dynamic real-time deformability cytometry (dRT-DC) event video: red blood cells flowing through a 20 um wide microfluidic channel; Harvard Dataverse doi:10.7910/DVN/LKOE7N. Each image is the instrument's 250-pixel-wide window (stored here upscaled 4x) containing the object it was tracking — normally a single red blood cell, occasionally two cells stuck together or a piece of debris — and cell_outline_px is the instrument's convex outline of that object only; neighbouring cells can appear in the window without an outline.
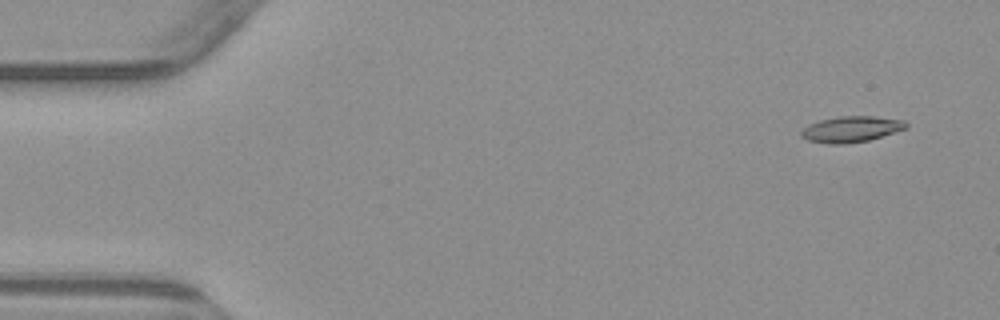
{"species": "common noctule bat (a hibernating species)", "species_latin": "Nyctalus noctula", "temperature_condition": "warm", "stored_images_in_passage": 5, "camera_frame_rate_fps": 3000, "um_per_image_px": 0.085, "animal": {"sex": "male", "body_mass_g": 23.1, "forearm_length_mm": 52.7}, "frame": {"image": 1, "passage_image": 1, "time_ms": 0.0, "image_size_px": [1000, 320], "cell_outline_px": [[908, 128], [868, 140], [844, 144], [828, 144], [808, 140], [800, 136], [800, 132], [808, 124], [820, 120], [840, 116], [872, 116], [904, 120], [908, 124]], "centroid_in_image_um": [72.34, 10.98], "position_along_channel_um": 12.7, "area_um2": 15.84}}
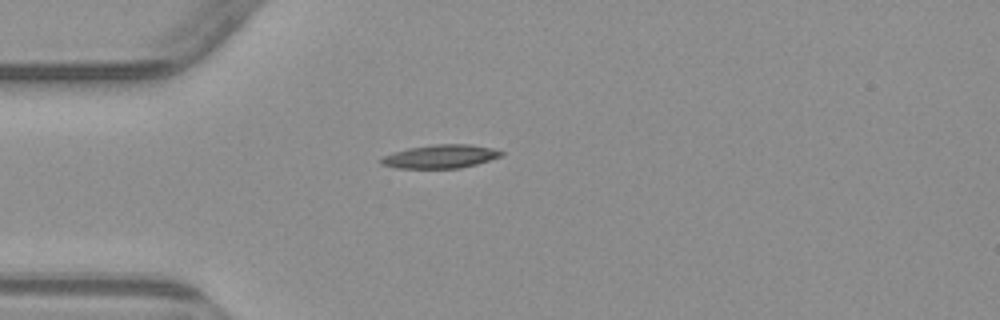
{"frame": {"image": 2, "passage_image": 4, "time_ms": 3.667, "image_size_px": [1000, 320], "cell_outline_px": [[504, 152], [500, 156], [476, 164], [460, 168], [396, 168], [380, 164], [380, 160], [384, 156], [408, 148], [432, 144], [472, 144], [492, 148]], "centroid_in_image_um": [37.43, 13.29], "position_along_channel_um": 47.6, "area_um2": 16.3}}